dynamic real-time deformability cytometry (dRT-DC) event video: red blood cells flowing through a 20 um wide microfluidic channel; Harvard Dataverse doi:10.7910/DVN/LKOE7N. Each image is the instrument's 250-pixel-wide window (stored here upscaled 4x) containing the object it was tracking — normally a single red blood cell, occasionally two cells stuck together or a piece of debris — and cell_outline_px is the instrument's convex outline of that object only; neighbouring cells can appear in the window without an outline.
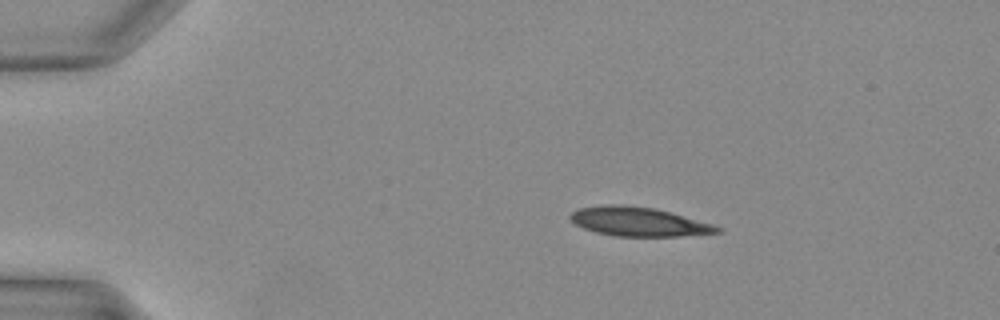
{"species": "Egyptian fruit bat (a non-hibernating species)", "species_latin": "Rousettus aegyptiacus", "temperature_condition": "warm", "stored_images_in_passage": 32, "camera_frame_rate_fps": 3000, "um_per_image_px": 0.085, "animal": {"sex": "female"}, "frame": {"image": 1, "passage_image": 1, "time_ms": 0.0, "image_size_px": [1000, 320], "cell_outline_px": [[724, 228], [720, 232], [680, 236], [616, 236], [596, 232], [584, 228], [576, 224], [568, 216], [576, 208], [604, 204], [624, 204], [656, 208], [712, 224]], "centroid_in_image_um": [54.25, 18.82], "position_along_channel_um": 30.7, "area_um2": 24.91}}
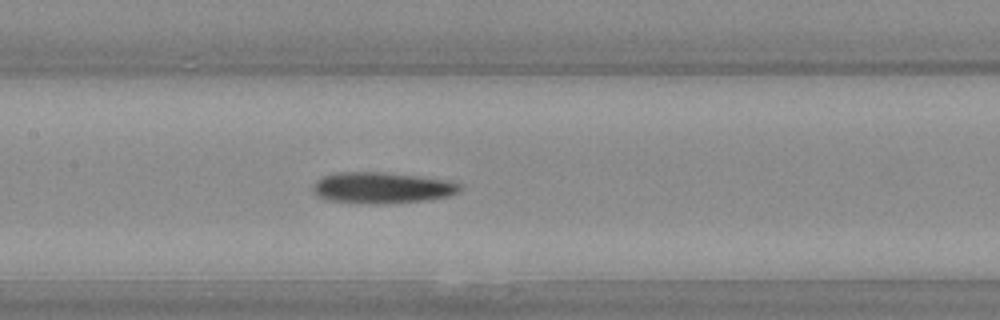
{"frame": {"image": 2, "passage_image": 13, "time_ms": 4.0, "image_size_px": [1000, 320], "cell_outline_px": [[460, 192], [448, 196], [424, 200], [332, 200], [320, 196], [312, 188], [316, 180], [324, 176], [340, 172], [376, 172], [448, 180], [460, 184]], "centroid_in_image_um": [32.5, 15.89], "position_along_channel_um": 174.9, "area_um2": 24.57}}
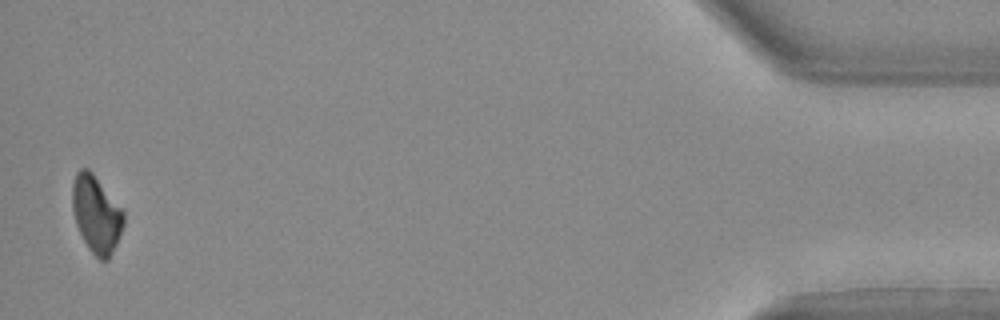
{"frame": {"image": 3, "passage_image": 32, "time_ms": 10.333, "image_size_px": [1000, 320], "cell_outline_px": [[124, 224], [116, 244], [108, 260], [100, 260], [88, 248], [76, 224], [72, 208], [72, 184], [76, 172], [80, 168], [88, 168], [92, 172], [124, 212]], "centroid_in_image_um": [8.17, 18.2], "position_along_channel_um": 427.0, "area_um2": 22.77}}